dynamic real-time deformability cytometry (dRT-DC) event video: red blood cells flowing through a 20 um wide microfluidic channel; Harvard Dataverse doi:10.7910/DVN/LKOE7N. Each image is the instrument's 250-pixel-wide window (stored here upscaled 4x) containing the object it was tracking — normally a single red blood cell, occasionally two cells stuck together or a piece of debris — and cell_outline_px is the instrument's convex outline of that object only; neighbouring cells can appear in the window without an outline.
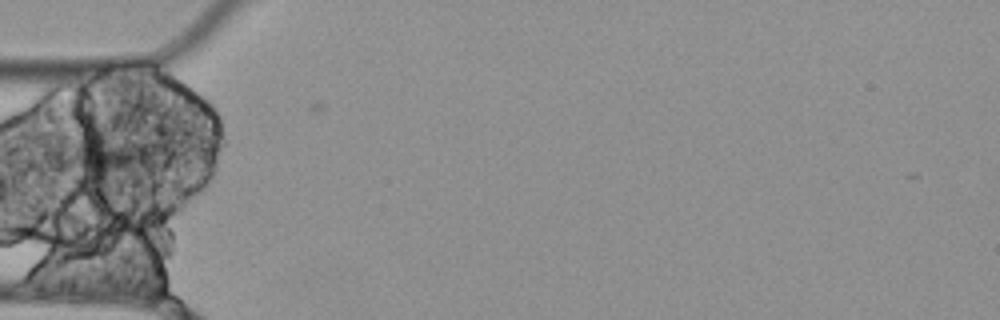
{"species": "Egyptian fruit bat (a non-hibernating species)", "species_latin": "Rousettus aegyptiacus", "temperature_condition": "cold", "stored_images_in_passage": 1, "camera_frame_rate_fps": 3000, "um_per_image_px": 0.085, "animal": {"sex": "female"}, "frame": {"image": 1, "passage_image": 1, "time_ms": 0.0, "image_size_px": [1000, 320], "cell_outline_px": [[144, 164], [128, 168], [104, 172], [64, 172], [52, 160], [48, 152], [76, 140], [100, 132], [144, 156]], "centroid_in_image_um": [8.11, 13.2], "position_along_channel_um": 76.9, "area_um2": 18.38}}